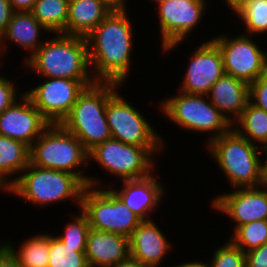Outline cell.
<instances>
[{"mask_svg":"<svg viewBox=\"0 0 267 267\" xmlns=\"http://www.w3.org/2000/svg\"><path fill=\"white\" fill-rule=\"evenodd\" d=\"M131 24L127 11L110 12L85 37L90 67L96 82L122 85L127 81L134 43Z\"/></svg>","mask_w":267,"mask_h":267,"instance_id":"cell-1","label":"cell"},{"mask_svg":"<svg viewBox=\"0 0 267 267\" xmlns=\"http://www.w3.org/2000/svg\"><path fill=\"white\" fill-rule=\"evenodd\" d=\"M23 65L44 78L95 80L90 67L85 37L56 33Z\"/></svg>","mask_w":267,"mask_h":267,"instance_id":"cell-2","label":"cell"},{"mask_svg":"<svg viewBox=\"0 0 267 267\" xmlns=\"http://www.w3.org/2000/svg\"><path fill=\"white\" fill-rule=\"evenodd\" d=\"M30 164L75 175L85 186L98 187L99 179L84 175L88 151L81 141L61 124H50L30 146ZM84 169V170H83ZM76 170V171H75Z\"/></svg>","mask_w":267,"mask_h":267,"instance_id":"cell-3","label":"cell"},{"mask_svg":"<svg viewBox=\"0 0 267 267\" xmlns=\"http://www.w3.org/2000/svg\"><path fill=\"white\" fill-rule=\"evenodd\" d=\"M120 86L123 85L112 82H95L87 86L61 123L81 141L88 152L112 137L106 120V106Z\"/></svg>","mask_w":267,"mask_h":267,"instance_id":"cell-4","label":"cell"},{"mask_svg":"<svg viewBox=\"0 0 267 267\" xmlns=\"http://www.w3.org/2000/svg\"><path fill=\"white\" fill-rule=\"evenodd\" d=\"M223 171L230 187H257L261 185L262 148L239 135L233 128L207 144Z\"/></svg>","mask_w":267,"mask_h":267,"instance_id":"cell-5","label":"cell"},{"mask_svg":"<svg viewBox=\"0 0 267 267\" xmlns=\"http://www.w3.org/2000/svg\"><path fill=\"white\" fill-rule=\"evenodd\" d=\"M86 186L73 174L29 165L9 187L11 195L19 196L30 204L47 206L67 199L76 201L81 208V195Z\"/></svg>","mask_w":267,"mask_h":267,"instance_id":"cell-6","label":"cell"},{"mask_svg":"<svg viewBox=\"0 0 267 267\" xmlns=\"http://www.w3.org/2000/svg\"><path fill=\"white\" fill-rule=\"evenodd\" d=\"M207 98L205 95L178 91L175 96L164 98L159 110L183 130L212 133L208 136V144L227 133L232 125Z\"/></svg>","mask_w":267,"mask_h":267,"instance_id":"cell-7","label":"cell"},{"mask_svg":"<svg viewBox=\"0 0 267 267\" xmlns=\"http://www.w3.org/2000/svg\"><path fill=\"white\" fill-rule=\"evenodd\" d=\"M164 146H136L110 138L96 145L88 152L89 163L98 162L106 173L123 180H137L154 172V156L163 151ZM153 171V172H152Z\"/></svg>","mask_w":267,"mask_h":267,"instance_id":"cell-8","label":"cell"},{"mask_svg":"<svg viewBox=\"0 0 267 267\" xmlns=\"http://www.w3.org/2000/svg\"><path fill=\"white\" fill-rule=\"evenodd\" d=\"M99 189L86 186L81 195L80 209L88 217L90 228L130 238L143 220L110 188Z\"/></svg>","mask_w":267,"mask_h":267,"instance_id":"cell-9","label":"cell"},{"mask_svg":"<svg viewBox=\"0 0 267 267\" xmlns=\"http://www.w3.org/2000/svg\"><path fill=\"white\" fill-rule=\"evenodd\" d=\"M118 92L108 100L106 106V120L112 138L136 146H165L163 137L150 125L143 113Z\"/></svg>","mask_w":267,"mask_h":267,"instance_id":"cell-10","label":"cell"},{"mask_svg":"<svg viewBox=\"0 0 267 267\" xmlns=\"http://www.w3.org/2000/svg\"><path fill=\"white\" fill-rule=\"evenodd\" d=\"M212 40L221 50L225 74L250 84L267 70V51L251 35L241 33L232 39L222 34Z\"/></svg>","mask_w":267,"mask_h":267,"instance_id":"cell-11","label":"cell"},{"mask_svg":"<svg viewBox=\"0 0 267 267\" xmlns=\"http://www.w3.org/2000/svg\"><path fill=\"white\" fill-rule=\"evenodd\" d=\"M45 82L24 92L50 124H61L70 114L80 93L95 80L45 78Z\"/></svg>","mask_w":267,"mask_h":267,"instance_id":"cell-12","label":"cell"},{"mask_svg":"<svg viewBox=\"0 0 267 267\" xmlns=\"http://www.w3.org/2000/svg\"><path fill=\"white\" fill-rule=\"evenodd\" d=\"M207 0H167L157 5L161 50L166 53L179 46L200 24Z\"/></svg>","mask_w":267,"mask_h":267,"instance_id":"cell-13","label":"cell"},{"mask_svg":"<svg viewBox=\"0 0 267 267\" xmlns=\"http://www.w3.org/2000/svg\"><path fill=\"white\" fill-rule=\"evenodd\" d=\"M195 49L179 91L207 96L213 84L225 74L222 53L212 39Z\"/></svg>","mask_w":267,"mask_h":267,"instance_id":"cell-14","label":"cell"},{"mask_svg":"<svg viewBox=\"0 0 267 267\" xmlns=\"http://www.w3.org/2000/svg\"><path fill=\"white\" fill-rule=\"evenodd\" d=\"M211 206L235 223V231L246 223L267 220V190L261 185L234 188L232 192L217 195Z\"/></svg>","mask_w":267,"mask_h":267,"instance_id":"cell-15","label":"cell"},{"mask_svg":"<svg viewBox=\"0 0 267 267\" xmlns=\"http://www.w3.org/2000/svg\"><path fill=\"white\" fill-rule=\"evenodd\" d=\"M49 125L25 93L0 114V135L29 147Z\"/></svg>","mask_w":267,"mask_h":267,"instance_id":"cell-16","label":"cell"},{"mask_svg":"<svg viewBox=\"0 0 267 267\" xmlns=\"http://www.w3.org/2000/svg\"><path fill=\"white\" fill-rule=\"evenodd\" d=\"M122 182L121 189L111 187L110 189L129 210L137 214L142 220H152L150 214L159 207L166 193L159 178L152 173L143 179L123 180Z\"/></svg>","mask_w":267,"mask_h":267,"instance_id":"cell-17","label":"cell"},{"mask_svg":"<svg viewBox=\"0 0 267 267\" xmlns=\"http://www.w3.org/2000/svg\"><path fill=\"white\" fill-rule=\"evenodd\" d=\"M130 256L142 264L159 267L171 243L153 220H143L129 238Z\"/></svg>","mask_w":267,"mask_h":267,"instance_id":"cell-18","label":"cell"},{"mask_svg":"<svg viewBox=\"0 0 267 267\" xmlns=\"http://www.w3.org/2000/svg\"><path fill=\"white\" fill-rule=\"evenodd\" d=\"M85 255L89 267H110L130 256L129 238L91 228Z\"/></svg>","mask_w":267,"mask_h":267,"instance_id":"cell-19","label":"cell"},{"mask_svg":"<svg viewBox=\"0 0 267 267\" xmlns=\"http://www.w3.org/2000/svg\"><path fill=\"white\" fill-rule=\"evenodd\" d=\"M207 96L232 125L249 102V84L224 74L213 84Z\"/></svg>","mask_w":267,"mask_h":267,"instance_id":"cell-20","label":"cell"},{"mask_svg":"<svg viewBox=\"0 0 267 267\" xmlns=\"http://www.w3.org/2000/svg\"><path fill=\"white\" fill-rule=\"evenodd\" d=\"M41 31L50 33L33 15L31 12H14L9 21L5 33L0 37L1 52L7 51L8 41L15 45L28 50V56L25 62L35 53V51L44 43L40 41ZM7 41V42H6Z\"/></svg>","mask_w":267,"mask_h":267,"instance_id":"cell-21","label":"cell"},{"mask_svg":"<svg viewBox=\"0 0 267 267\" xmlns=\"http://www.w3.org/2000/svg\"><path fill=\"white\" fill-rule=\"evenodd\" d=\"M110 12L100 0L71 1L67 26L62 34L87 37Z\"/></svg>","mask_w":267,"mask_h":267,"instance_id":"cell-22","label":"cell"},{"mask_svg":"<svg viewBox=\"0 0 267 267\" xmlns=\"http://www.w3.org/2000/svg\"><path fill=\"white\" fill-rule=\"evenodd\" d=\"M29 153L30 147L24 142L0 135V180L8 188L29 165Z\"/></svg>","mask_w":267,"mask_h":267,"instance_id":"cell-23","label":"cell"},{"mask_svg":"<svg viewBox=\"0 0 267 267\" xmlns=\"http://www.w3.org/2000/svg\"><path fill=\"white\" fill-rule=\"evenodd\" d=\"M232 128L260 148L267 144V112L250 101Z\"/></svg>","mask_w":267,"mask_h":267,"instance_id":"cell-24","label":"cell"},{"mask_svg":"<svg viewBox=\"0 0 267 267\" xmlns=\"http://www.w3.org/2000/svg\"><path fill=\"white\" fill-rule=\"evenodd\" d=\"M29 238L22 243L18 251L10 241L4 240L3 243L18 258L22 267H48L50 234L39 233Z\"/></svg>","mask_w":267,"mask_h":267,"instance_id":"cell-25","label":"cell"},{"mask_svg":"<svg viewBox=\"0 0 267 267\" xmlns=\"http://www.w3.org/2000/svg\"><path fill=\"white\" fill-rule=\"evenodd\" d=\"M68 9V0H37L30 12L54 35L65 31Z\"/></svg>","mask_w":267,"mask_h":267,"instance_id":"cell-26","label":"cell"},{"mask_svg":"<svg viewBox=\"0 0 267 267\" xmlns=\"http://www.w3.org/2000/svg\"><path fill=\"white\" fill-rule=\"evenodd\" d=\"M86 248L66 246L55 234H50L48 267H89Z\"/></svg>","mask_w":267,"mask_h":267,"instance_id":"cell-27","label":"cell"},{"mask_svg":"<svg viewBox=\"0 0 267 267\" xmlns=\"http://www.w3.org/2000/svg\"><path fill=\"white\" fill-rule=\"evenodd\" d=\"M243 24L247 35L267 33V0H245L235 12Z\"/></svg>","mask_w":267,"mask_h":267,"instance_id":"cell-28","label":"cell"},{"mask_svg":"<svg viewBox=\"0 0 267 267\" xmlns=\"http://www.w3.org/2000/svg\"><path fill=\"white\" fill-rule=\"evenodd\" d=\"M230 240L245 253L267 243V220H255L239 226Z\"/></svg>","mask_w":267,"mask_h":267,"instance_id":"cell-29","label":"cell"},{"mask_svg":"<svg viewBox=\"0 0 267 267\" xmlns=\"http://www.w3.org/2000/svg\"><path fill=\"white\" fill-rule=\"evenodd\" d=\"M77 215H74V221L67 223L64 234L57 236L66 246L72 248H86L87 238L90 231L88 217L80 209Z\"/></svg>","mask_w":267,"mask_h":267,"instance_id":"cell-30","label":"cell"},{"mask_svg":"<svg viewBox=\"0 0 267 267\" xmlns=\"http://www.w3.org/2000/svg\"><path fill=\"white\" fill-rule=\"evenodd\" d=\"M210 267H246L245 252L231 240L214 250Z\"/></svg>","mask_w":267,"mask_h":267,"instance_id":"cell-31","label":"cell"},{"mask_svg":"<svg viewBox=\"0 0 267 267\" xmlns=\"http://www.w3.org/2000/svg\"><path fill=\"white\" fill-rule=\"evenodd\" d=\"M249 101L267 112V70L249 84Z\"/></svg>","mask_w":267,"mask_h":267,"instance_id":"cell-32","label":"cell"},{"mask_svg":"<svg viewBox=\"0 0 267 267\" xmlns=\"http://www.w3.org/2000/svg\"><path fill=\"white\" fill-rule=\"evenodd\" d=\"M11 81L0 74V114L18 99V95H23V93L17 94L14 81Z\"/></svg>","mask_w":267,"mask_h":267,"instance_id":"cell-33","label":"cell"},{"mask_svg":"<svg viewBox=\"0 0 267 267\" xmlns=\"http://www.w3.org/2000/svg\"><path fill=\"white\" fill-rule=\"evenodd\" d=\"M246 267H267V243L245 253Z\"/></svg>","mask_w":267,"mask_h":267,"instance_id":"cell-34","label":"cell"},{"mask_svg":"<svg viewBox=\"0 0 267 267\" xmlns=\"http://www.w3.org/2000/svg\"><path fill=\"white\" fill-rule=\"evenodd\" d=\"M14 12L9 0H0V37L5 33Z\"/></svg>","mask_w":267,"mask_h":267,"instance_id":"cell-35","label":"cell"},{"mask_svg":"<svg viewBox=\"0 0 267 267\" xmlns=\"http://www.w3.org/2000/svg\"><path fill=\"white\" fill-rule=\"evenodd\" d=\"M0 267H22L18 258L3 242H0Z\"/></svg>","mask_w":267,"mask_h":267,"instance_id":"cell-36","label":"cell"},{"mask_svg":"<svg viewBox=\"0 0 267 267\" xmlns=\"http://www.w3.org/2000/svg\"><path fill=\"white\" fill-rule=\"evenodd\" d=\"M37 0H9L15 12L25 11L30 12Z\"/></svg>","mask_w":267,"mask_h":267,"instance_id":"cell-37","label":"cell"},{"mask_svg":"<svg viewBox=\"0 0 267 267\" xmlns=\"http://www.w3.org/2000/svg\"><path fill=\"white\" fill-rule=\"evenodd\" d=\"M111 12L127 11L126 0H100Z\"/></svg>","mask_w":267,"mask_h":267,"instance_id":"cell-38","label":"cell"},{"mask_svg":"<svg viewBox=\"0 0 267 267\" xmlns=\"http://www.w3.org/2000/svg\"><path fill=\"white\" fill-rule=\"evenodd\" d=\"M110 267H150V266L142 264L140 261H137L131 256H129L126 260L120 261L119 263L112 265Z\"/></svg>","mask_w":267,"mask_h":267,"instance_id":"cell-39","label":"cell"},{"mask_svg":"<svg viewBox=\"0 0 267 267\" xmlns=\"http://www.w3.org/2000/svg\"><path fill=\"white\" fill-rule=\"evenodd\" d=\"M228 5V8L232 10V12H236L245 2V0H224Z\"/></svg>","mask_w":267,"mask_h":267,"instance_id":"cell-40","label":"cell"},{"mask_svg":"<svg viewBox=\"0 0 267 267\" xmlns=\"http://www.w3.org/2000/svg\"><path fill=\"white\" fill-rule=\"evenodd\" d=\"M173 267V266H172ZM174 267H210L209 263L203 262V261H191V262H186L178 265H174Z\"/></svg>","mask_w":267,"mask_h":267,"instance_id":"cell-41","label":"cell"},{"mask_svg":"<svg viewBox=\"0 0 267 267\" xmlns=\"http://www.w3.org/2000/svg\"><path fill=\"white\" fill-rule=\"evenodd\" d=\"M261 186L267 190V162H262Z\"/></svg>","mask_w":267,"mask_h":267,"instance_id":"cell-42","label":"cell"},{"mask_svg":"<svg viewBox=\"0 0 267 267\" xmlns=\"http://www.w3.org/2000/svg\"><path fill=\"white\" fill-rule=\"evenodd\" d=\"M5 190V192H9V188L0 180V190Z\"/></svg>","mask_w":267,"mask_h":267,"instance_id":"cell-43","label":"cell"},{"mask_svg":"<svg viewBox=\"0 0 267 267\" xmlns=\"http://www.w3.org/2000/svg\"><path fill=\"white\" fill-rule=\"evenodd\" d=\"M262 150H263V153L265 152V156H266V159L265 160L262 159V162H267V144L262 148Z\"/></svg>","mask_w":267,"mask_h":267,"instance_id":"cell-44","label":"cell"},{"mask_svg":"<svg viewBox=\"0 0 267 267\" xmlns=\"http://www.w3.org/2000/svg\"><path fill=\"white\" fill-rule=\"evenodd\" d=\"M154 1V3L156 2L157 5H159L160 3L166 2L167 0H152Z\"/></svg>","mask_w":267,"mask_h":267,"instance_id":"cell-45","label":"cell"},{"mask_svg":"<svg viewBox=\"0 0 267 267\" xmlns=\"http://www.w3.org/2000/svg\"><path fill=\"white\" fill-rule=\"evenodd\" d=\"M1 55H3V54H2V52H1V48H0V59L2 58V56H1Z\"/></svg>","mask_w":267,"mask_h":267,"instance_id":"cell-46","label":"cell"}]
</instances>
